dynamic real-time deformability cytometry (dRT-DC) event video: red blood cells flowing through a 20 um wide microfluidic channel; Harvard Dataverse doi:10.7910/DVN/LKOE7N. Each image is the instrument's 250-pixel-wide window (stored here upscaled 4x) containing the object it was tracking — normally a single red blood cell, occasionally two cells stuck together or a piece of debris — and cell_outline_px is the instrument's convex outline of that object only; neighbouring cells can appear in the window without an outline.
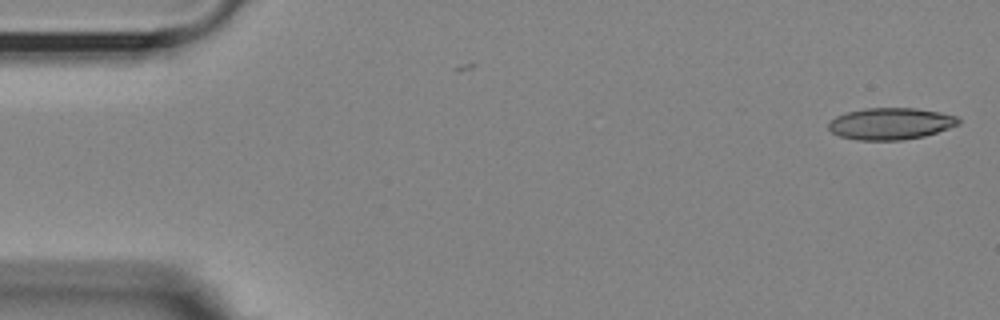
{"species": "Egyptian fruit bat (a non-hibernating species)", "species_latin": "Rousettus aegyptiacus", "temperature_condition": "room temperature", "stored_images_in_passage": 16, "camera_frame_rate_fps": 3000, "um_per_image_px": 0.085, "animal": {"sex": "female"}, "frame": {"image": 1, "passage_image": 1, "time_ms": 0.0, "image_size_px": [1000, 320], "cell_outline_px": [[960, 124], [924, 136], [900, 140], [856, 140], [840, 136], [832, 132], [828, 128], [828, 124], [836, 116], [848, 112], [864, 108], [916, 108], [940, 112], [956, 116], [960, 120]], "centroid_in_image_um": [75.7, 10.51], "position_along_channel_um": 9.3, "area_um2": 23.93}}
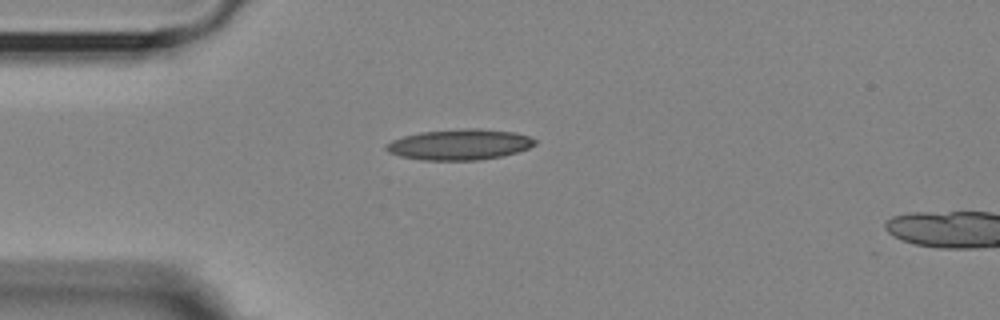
{"frame": {"image": 2, "passage_image": 13, "time_ms": 4.0, "image_size_px": [1000, 320], "cell_outline_px": [[536, 144], [528, 148], [516, 152], [500, 156], [480, 160], [420, 160], [400, 156], [388, 152], [384, 148], [392, 140], [404, 136], [420, 132], [460, 128], [480, 128], [516, 132], [528, 136], [536, 140]], "centroid_in_image_um": [39.06, 12.27], "position_along_channel_um": 45.9, "area_um2": 26.7}}